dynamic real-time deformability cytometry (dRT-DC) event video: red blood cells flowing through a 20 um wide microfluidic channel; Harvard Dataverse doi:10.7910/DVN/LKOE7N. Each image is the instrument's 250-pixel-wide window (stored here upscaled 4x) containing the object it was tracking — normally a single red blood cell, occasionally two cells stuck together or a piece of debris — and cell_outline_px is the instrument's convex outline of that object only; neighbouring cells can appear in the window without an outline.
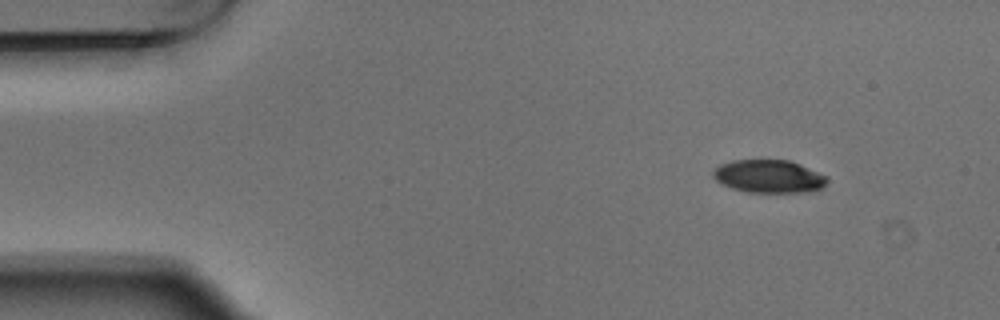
{"species": "Egyptian fruit bat (a non-hibernating species)", "species_latin": "Rousettus aegyptiacus", "temperature_condition": "warm", "stored_images_in_passage": 3, "camera_frame_rate_fps": 3000, "um_per_image_px": 0.085, "animal": {"sex": "male"}, "frame": {"image": 1, "passage_image": 1, "time_ms": 0.0, "image_size_px": [1000, 320], "cell_outline_px": [[828, 180], [820, 188], [808, 192], [748, 192], [732, 188], [720, 184], [712, 176], [712, 172], [720, 164], [732, 160], [788, 160], [800, 164], [828, 176]], "centroid_in_image_um": [65.33, 14.99], "position_along_channel_um": 19.7, "area_um2": 21.91}}